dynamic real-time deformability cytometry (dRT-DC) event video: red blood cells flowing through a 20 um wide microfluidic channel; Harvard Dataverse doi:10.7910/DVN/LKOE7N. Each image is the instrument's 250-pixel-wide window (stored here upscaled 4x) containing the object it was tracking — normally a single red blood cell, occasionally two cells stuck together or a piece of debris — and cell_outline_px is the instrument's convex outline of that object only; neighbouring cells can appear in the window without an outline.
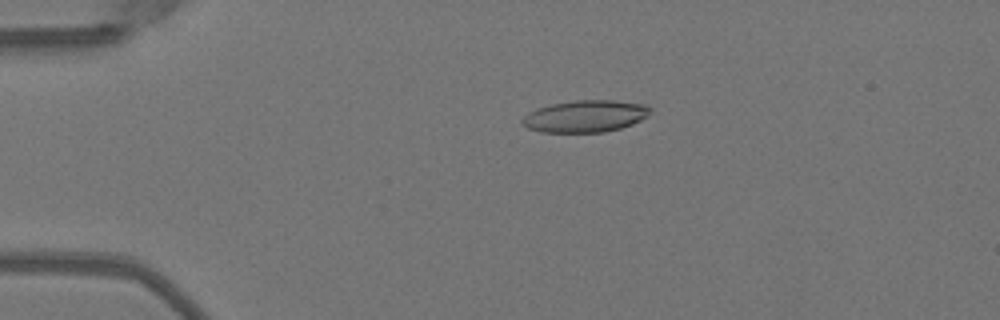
{"species": "Egyptian fruit bat (a non-hibernating species)", "species_latin": "Rousettus aegyptiacus", "temperature_condition": "warm", "stored_images_in_passage": 50, "camera_frame_rate_fps": 3000, "um_per_image_px": 0.085, "animal": {"sex": "female"}, "frame": {"image": 1, "passage_image": 11, "time_ms": 3.333, "image_size_px": [1000, 320], "cell_outline_px": [[652, 108], [648, 116], [632, 124], [620, 128], [604, 132], [540, 132], [528, 128], [520, 120], [528, 112], [536, 108], [552, 104], [576, 100], [616, 100], [644, 104]], "centroid_in_image_um": [49.75, 9.87], "position_along_channel_um": 35.2, "area_um2": 23.87}}
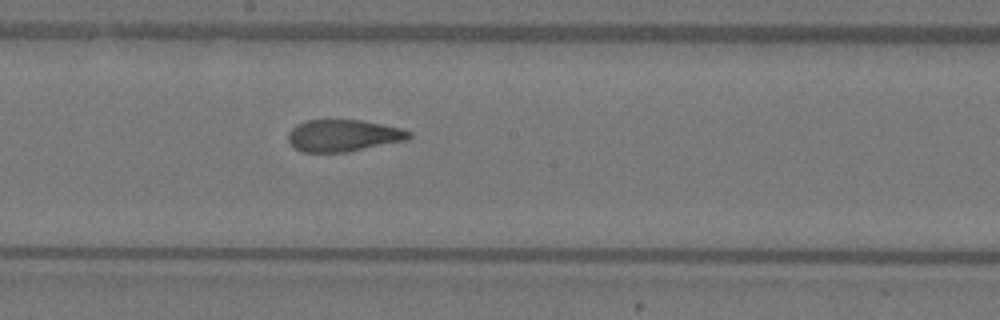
{"frame": {"image": 2, "passage_image": 28, "time_ms": 9.0, "image_size_px": [1000, 320], "cell_outline_px": [[412, 136], [408, 140], [348, 152], [300, 152], [288, 140], [288, 132], [296, 124], [308, 120], [360, 120], [400, 128], [412, 132]], "centroid_in_image_um": [29.19, 11.53], "position_along_channel_um": 219.0, "area_um2": 22.48}}
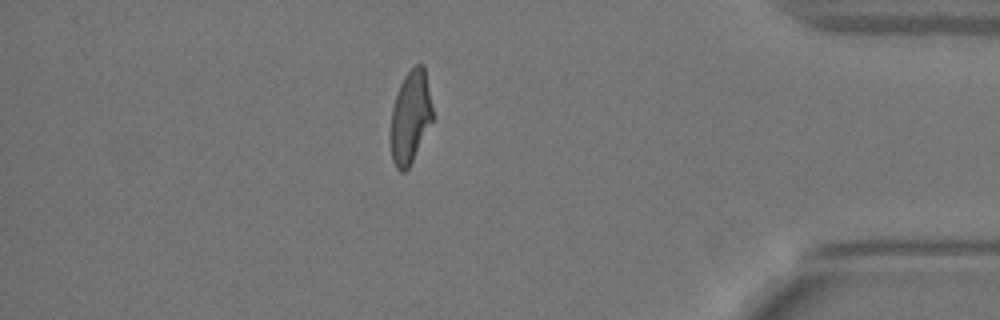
{"frame": {"image": 3, "passage_image": 44, "time_ms": 14.333, "image_size_px": [1000, 320], "cell_outline_px": [[432, 120], [408, 168], [404, 172], [400, 172], [396, 168], [392, 160], [392, 108], [400, 84], [404, 76], [416, 64], [424, 64], [432, 108]], "centroid_in_image_um": [34.88, 9.92], "position_along_channel_um": 400.3, "area_um2": 21.91}, "authors_computed_cell_mechanics": {"area_um2": 23.4379, "velocity_mm_per_s": 4.0454, "shape_relaxation_time_tau1_ms": 8.5078, "shape_relaxation_time_tau2_ms": 1.2936, "deformation_change_tau1": 0.2705, "deformation_change_tau2": 0.094}}